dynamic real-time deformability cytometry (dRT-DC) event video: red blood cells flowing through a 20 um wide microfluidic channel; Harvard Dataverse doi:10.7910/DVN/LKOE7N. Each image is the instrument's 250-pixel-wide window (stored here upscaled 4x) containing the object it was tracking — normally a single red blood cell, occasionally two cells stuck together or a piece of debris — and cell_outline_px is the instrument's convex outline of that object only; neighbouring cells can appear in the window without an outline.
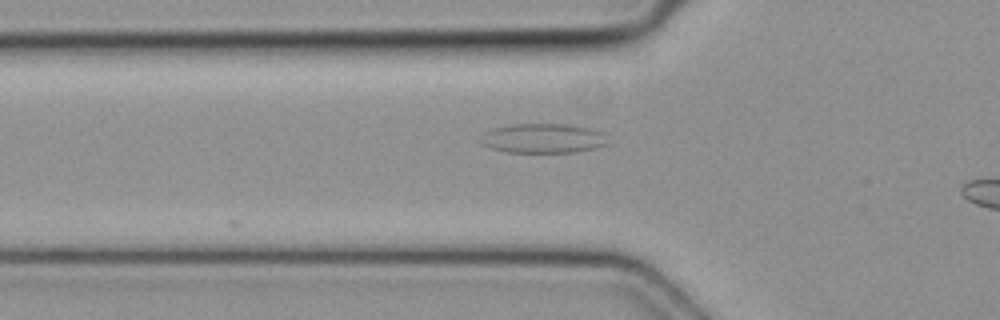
{"species": "common noctule bat (a hibernating species)", "species_latin": "Nyctalus noctula", "temperature_condition": "cold", "stored_images_in_passage": 4, "camera_frame_rate_fps": 3000, "um_per_image_px": 0.085, "animal": {"sex": "female", "body_mass_g": 19.3, "forearm_length_mm": 54.1}, "frame": {"image": 1, "passage_image": 3, "time_ms": 0.667, "image_size_px": [1000, 320], "cell_outline_px": [[608, 144], [596, 148], [572, 152], [508, 152], [492, 148], [480, 144], [484, 132], [496, 128], [512, 124], [568, 124], [592, 128], [604, 132]], "centroid_in_image_um": [46.21, 11.75], "position_along_channel_um": 79.6, "area_um2": 21.85}}